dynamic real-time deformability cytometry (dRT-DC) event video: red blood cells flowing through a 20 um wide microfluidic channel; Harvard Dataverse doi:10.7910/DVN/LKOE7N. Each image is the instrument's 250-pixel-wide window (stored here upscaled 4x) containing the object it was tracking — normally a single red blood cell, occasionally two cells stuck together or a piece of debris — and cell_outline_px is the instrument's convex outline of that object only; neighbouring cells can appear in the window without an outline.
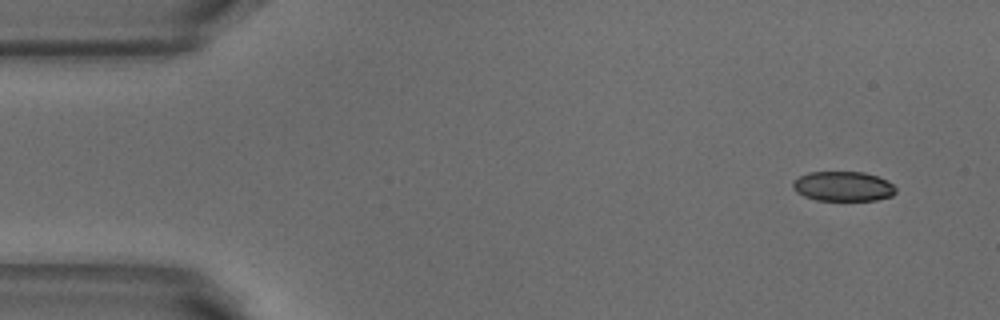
{"species": "common noctule bat (a hibernating species)", "species_latin": "Nyctalus noctula", "temperature_condition": "warm", "stored_images_in_passage": 11, "camera_frame_rate_fps": 3000, "um_per_image_px": 0.085, "animal": {"sex": "male", "body_mass_g": 18.8}, "frame": {"image": 1, "passage_image": 1, "time_ms": 0.0, "image_size_px": [1000, 320], "cell_outline_px": [[896, 192], [892, 196], [876, 200], [816, 200], [804, 196], [796, 192], [792, 188], [792, 184], [800, 176], [808, 172], [864, 172], [876, 176], [892, 184], [896, 188]], "centroid_in_image_um": [71.65, 15.84], "position_along_channel_um": 13.3, "area_um2": 17.74}}
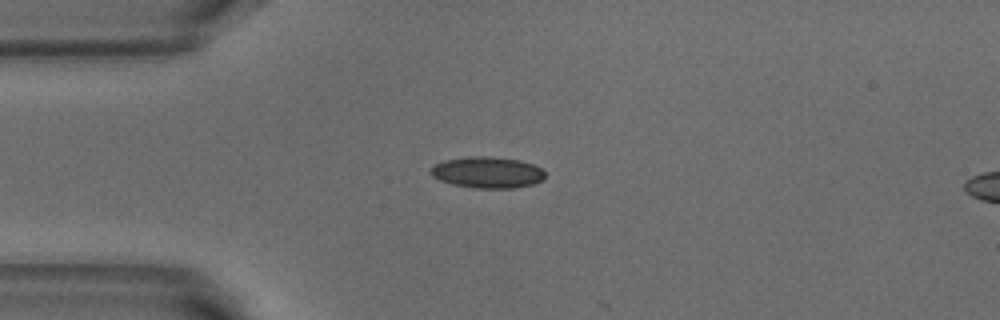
{"frame": {"image": 2, "passage_image": 10, "time_ms": 3.0, "image_size_px": [1000, 320], "cell_outline_px": [[544, 180], [532, 184], [516, 188], [472, 188], [452, 184], [440, 180], [432, 176], [432, 168], [436, 164], [444, 160], [468, 156], [492, 156], [520, 160], [532, 164], [540, 168], [544, 172]], "centroid_in_image_um": [41.45, 14.65], "position_along_channel_um": 43.6, "area_um2": 20.87}}